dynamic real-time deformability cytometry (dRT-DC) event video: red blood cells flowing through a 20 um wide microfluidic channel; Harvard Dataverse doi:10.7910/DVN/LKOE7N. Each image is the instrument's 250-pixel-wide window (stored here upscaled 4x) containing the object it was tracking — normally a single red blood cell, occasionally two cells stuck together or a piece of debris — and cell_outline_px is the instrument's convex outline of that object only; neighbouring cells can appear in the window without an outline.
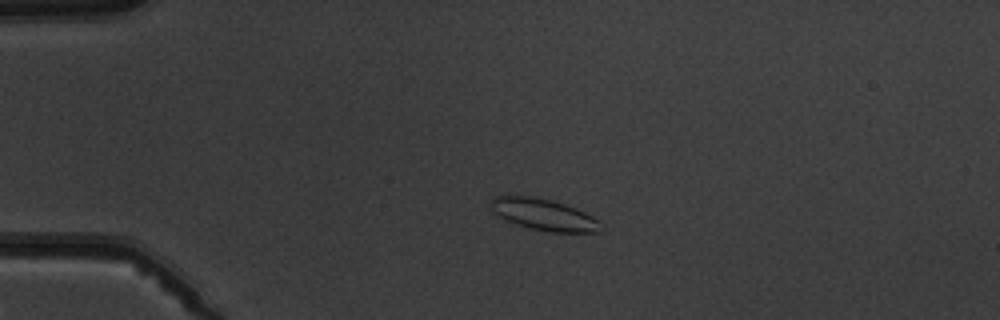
{"species": "common noctule bat (a hibernating species)", "species_latin": "Nyctalus noctula", "temperature_condition": "warm", "stored_images_in_passage": 4, "camera_frame_rate_fps": 3000, "um_per_image_px": 0.085, "animal": {"sex": "male", "body_mass_g": 19.5, "forearm_length_mm": 54.6}, "frame": {"image": 1, "passage_image": 3, "time_ms": 2.333, "image_size_px": [1000, 320], "cell_outline_px": [[600, 232], [548, 232], [516, 224], [492, 212], [492, 196], [504, 192], [508, 192], [532, 196], [552, 200], [576, 208], [600, 220]], "centroid_in_image_um": [46.15, 18.18], "position_along_channel_um": 38.8, "area_um2": 20.58}}